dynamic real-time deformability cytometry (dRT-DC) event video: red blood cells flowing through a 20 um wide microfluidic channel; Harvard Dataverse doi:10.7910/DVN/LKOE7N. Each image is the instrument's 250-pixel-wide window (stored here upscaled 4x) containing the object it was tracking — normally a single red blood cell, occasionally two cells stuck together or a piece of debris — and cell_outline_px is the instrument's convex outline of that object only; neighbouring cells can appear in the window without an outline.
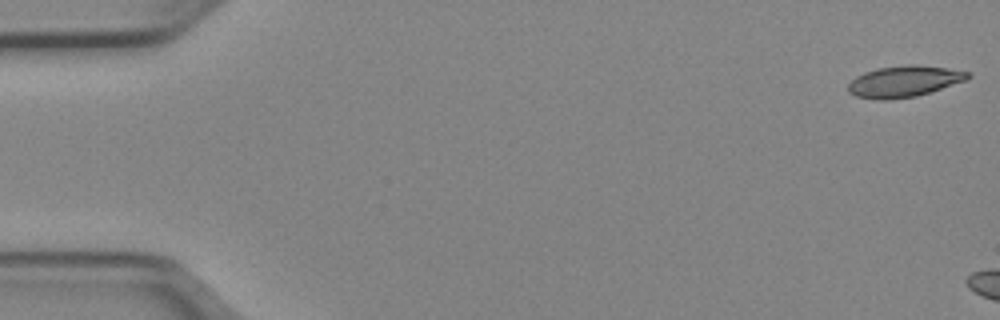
{"species": "Egyptian fruit bat (a non-hibernating species)", "species_latin": "Rousettus aegyptiacus", "temperature_condition": "cold", "stored_images_in_passage": 12, "camera_frame_rate_fps": 3000, "um_per_image_px": 0.085, "animal": {"sex": "female"}, "frame": {"image": 1, "passage_image": 1, "time_ms": 0.0, "image_size_px": [1000, 320], "cell_outline_px": [[972, 76], [964, 80], [916, 96], [888, 100], [876, 100], [856, 96], [848, 92], [848, 84], [856, 76], [864, 72], [880, 68], [908, 64], [916, 64], [972, 72]], "centroid_in_image_um": [76.81, 6.92], "position_along_channel_um": 8.2, "area_um2": 21.56}}